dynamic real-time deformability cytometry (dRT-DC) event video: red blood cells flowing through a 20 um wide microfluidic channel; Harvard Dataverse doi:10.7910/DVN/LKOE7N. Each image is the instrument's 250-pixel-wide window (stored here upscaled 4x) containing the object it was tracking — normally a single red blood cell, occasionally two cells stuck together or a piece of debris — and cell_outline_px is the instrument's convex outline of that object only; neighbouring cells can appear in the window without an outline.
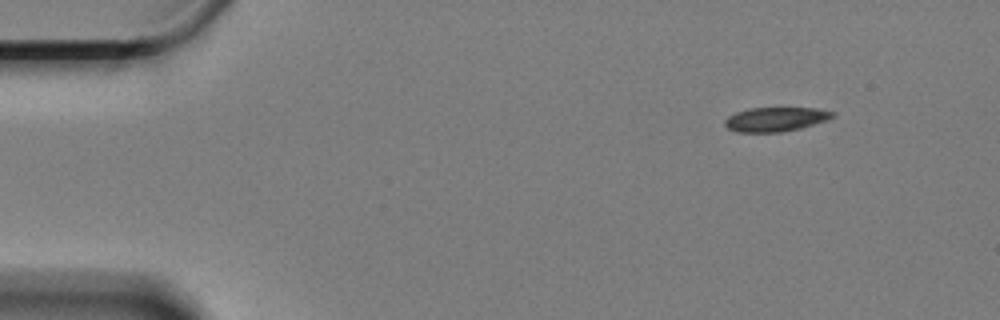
{"species": "Egyptian fruit bat (a non-hibernating species)", "species_latin": "Rousettus aegyptiacus", "temperature_condition": "cold", "stored_images_in_passage": 55, "camera_frame_rate_fps": 3000, "um_per_image_px": 0.085, "animal": {"sex": "female"}, "frame": {"image": 1, "passage_image": 1, "time_ms": 0.0, "image_size_px": [1000, 320], "cell_outline_px": [[836, 116], [828, 120], [800, 128], [780, 132], [736, 132], [728, 128], [724, 124], [724, 120], [728, 116], [736, 112], [748, 108], [816, 108], [836, 112]], "centroid_in_image_um": [65.94, 10.13], "position_along_channel_um": 19.1, "area_um2": 15.32}}
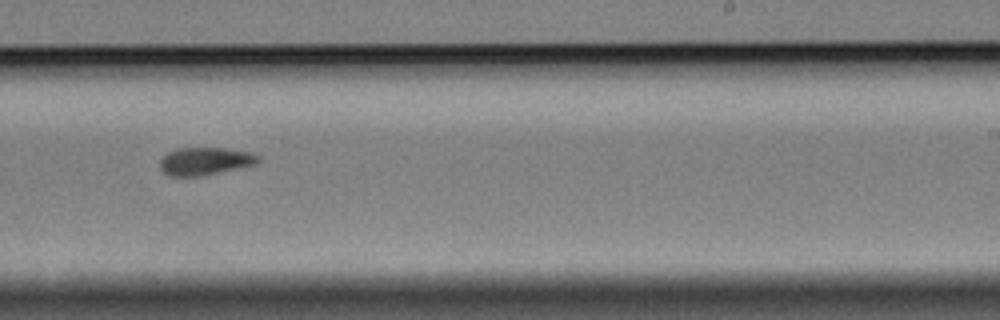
{"frame": {"image": 2, "passage_image": 32, "time_ms": 10.333, "image_size_px": [1000, 320], "cell_outline_px": [[260, 160], [256, 164], [200, 176], [168, 176], [160, 168], [160, 160], [168, 152], [176, 148], [228, 148], [248, 152], [260, 156]], "centroid_in_image_um": [17.41, 13.69], "position_along_channel_um": 271.6, "area_um2": 15.78}}
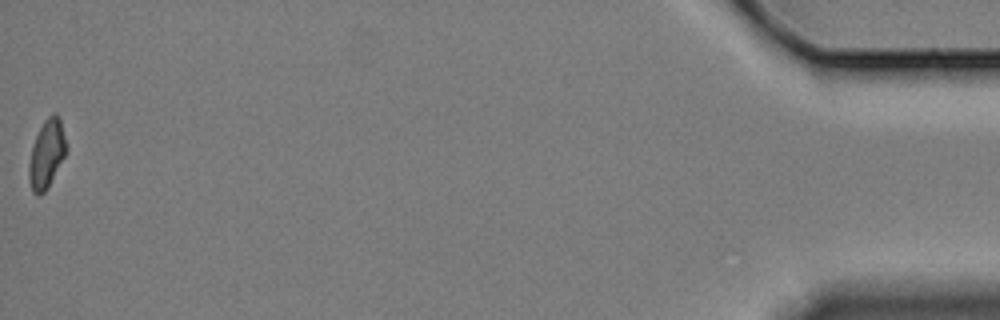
{"frame": {"image": 3, "passage_image": 55, "time_ms": 18.0, "image_size_px": [1000, 320], "cell_outline_px": [[68, 152], [48, 188], [44, 192], [36, 196], [32, 192], [28, 180], [28, 164], [32, 148], [36, 136], [44, 120], [52, 112], [56, 112], [60, 116], [68, 148]], "centroid_in_image_um": [3.99, 13.09], "position_along_channel_um": 431.2, "area_um2": 15.37}, "authors_computed_cell_mechanics": {"area_um2": 15.8372, "velocity_mm_per_s": 3.299, "shape_relaxation_time_tau1_ms": 5.805, "shape_relaxation_time_tau2_ms": 4.9591, "deformation_change_tau1": 0.1308, "deformation_change_tau2": 0.1159}}